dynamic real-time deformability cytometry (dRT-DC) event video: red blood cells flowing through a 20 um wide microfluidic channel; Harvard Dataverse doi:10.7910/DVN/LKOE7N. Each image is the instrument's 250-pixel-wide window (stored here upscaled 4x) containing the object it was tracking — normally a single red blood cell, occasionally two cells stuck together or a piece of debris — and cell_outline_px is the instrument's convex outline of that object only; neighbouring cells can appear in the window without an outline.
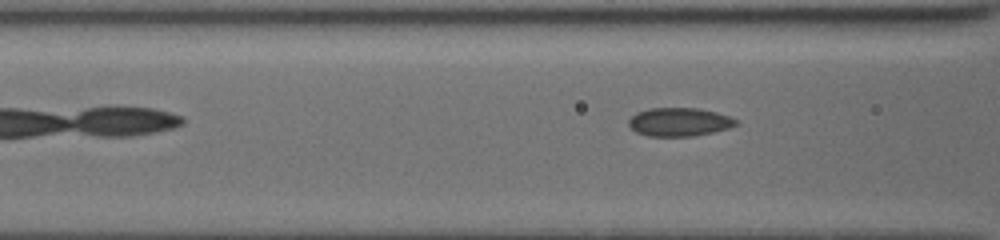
{"species": "common noctule bat (a hibernating species)", "species_latin": "Nyctalus noctula", "temperature_condition": "cold", "stored_images_in_passage": 7, "camera_frame_rate_fps": 3000, "um_per_image_px": 0.085, "animal": {"sex": "female", "body_mass_g": 19.5, "forearm_length_mm": 54.1}, "frame": {"image": 1, "passage_image": 7, "time_ms": 4.333, "image_size_px": [1000, 240], "cell_outline_px": [[736, 124], [728, 128], [712, 132], [692, 136], [648, 136], [636, 132], [628, 124], [628, 120], [636, 112], [648, 108], [696, 108], [716, 112], [728, 116], [736, 120]], "centroid_in_image_um": [57.68, 10.36], "position_along_channel_um": 108.9, "area_um2": 17.63}}